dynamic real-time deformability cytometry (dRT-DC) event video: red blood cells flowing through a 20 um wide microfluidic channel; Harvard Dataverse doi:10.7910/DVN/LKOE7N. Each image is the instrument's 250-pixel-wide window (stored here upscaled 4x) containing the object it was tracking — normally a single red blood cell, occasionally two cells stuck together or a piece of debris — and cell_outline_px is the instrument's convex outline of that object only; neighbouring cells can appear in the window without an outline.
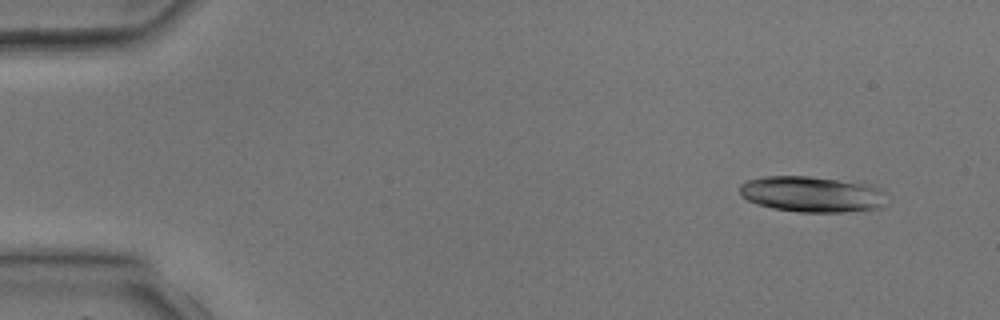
{"species": "common noctule bat (a hibernating species)", "species_latin": "Nyctalus noctula", "temperature_condition": "room temperature", "stored_images_in_passage": 4, "camera_frame_rate_fps": 3000, "um_per_image_px": 0.085, "animal": {"sex": "male", "body_mass_g": 17.9, "forearm_length_mm": 54.2}, "frame": {"image": 1, "passage_image": 1, "time_ms": 0.0, "image_size_px": [1000, 320], "cell_outline_px": [[880, 208], [844, 212], [796, 212], [772, 208], [756, 204], [748, 200], [740, 192], [740, 184], [748, 180], [764, 176], [808, 176], [876, 184], [880, 188]], "centroid_in_image_um": [68.96, 16.49], "position_along_channel_um": 16.0, "area_um2": 30.52}}